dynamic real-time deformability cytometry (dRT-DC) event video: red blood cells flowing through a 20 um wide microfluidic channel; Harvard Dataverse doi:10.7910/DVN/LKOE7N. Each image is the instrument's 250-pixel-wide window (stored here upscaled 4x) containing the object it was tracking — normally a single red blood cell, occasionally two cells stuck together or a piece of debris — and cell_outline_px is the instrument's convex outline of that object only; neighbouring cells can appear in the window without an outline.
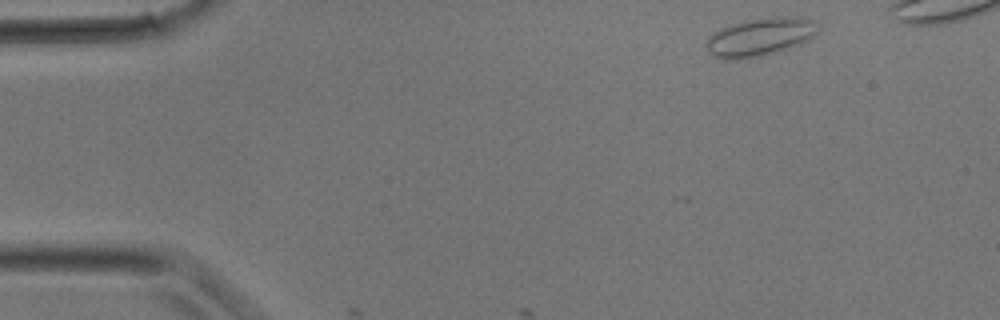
{"species": "common noctule bat (a hibernating species)", "species_latin": "Nyctalus noctula", "temperature_condition": "room temperature", "stored_images_in_passage": 2, "camera_frame_rate_fps": 3000, "um_per_image_px": 0.085, "animal": {"sex": "male", "body_mass_g": 17.9}, "frame": {"image": 1, "passage_image": 1, "time_ms": 0.0, "image_size_px": [1000, 320], "cell_outline_px": [[816, 32], [812, 36], [788, 48], [760, 56], [732, 60], [724, 60], [708, 52], [704, 44], [708, 36], [732, 24], [780, 16], [812, 20]], "centroid_in_image_um": [64.49, 3.18], "position_along_channel_um": 20.5, "area_um2": 23.64}}